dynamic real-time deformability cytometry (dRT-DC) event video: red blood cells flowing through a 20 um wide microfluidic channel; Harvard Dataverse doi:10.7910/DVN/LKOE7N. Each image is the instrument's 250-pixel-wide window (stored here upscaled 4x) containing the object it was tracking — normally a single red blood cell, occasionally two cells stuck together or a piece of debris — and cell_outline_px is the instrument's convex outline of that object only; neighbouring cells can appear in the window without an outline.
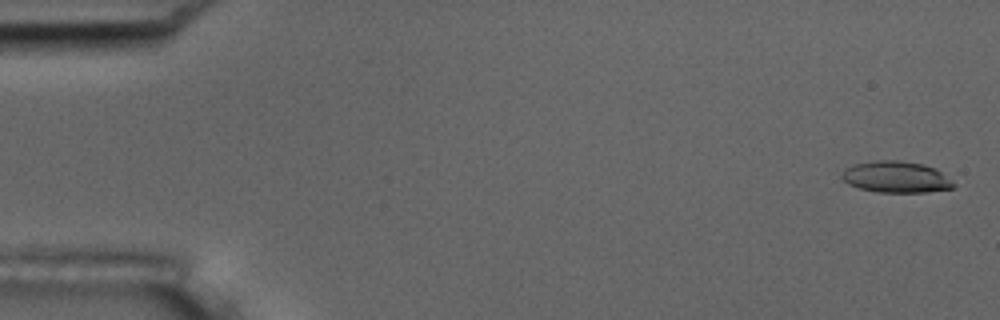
{"species": "common noctule bat (a hibernating species)", "species_latin": "Nyctalus noctula", "temperature_condition": "room temperature", "stored_images_in_passage": 5, "camera_frame_rate_fps": 3000, "um_per_image_px": 0.085, "animal": {"sex": "male", "body_mass_g": 17.5, "forearm_length_mm": 52.3}, "frame": {"image": 1, "passage_image": 1, "time_ms": 0.0, "image_size_px": [1000, 320], "cell_outline_px": [[956, 188], [924, 192], [876, 192], [860, 188], [848, 184], [840, 176], [844, 168], [852, 164], [876, 160], [900, 160], [920, 164], [936, 168], [956, 184]], "centroid_in_image_um": [76.15, 15.04], "position_along_channel_um": 8.9, "area_um2": 20.58}}
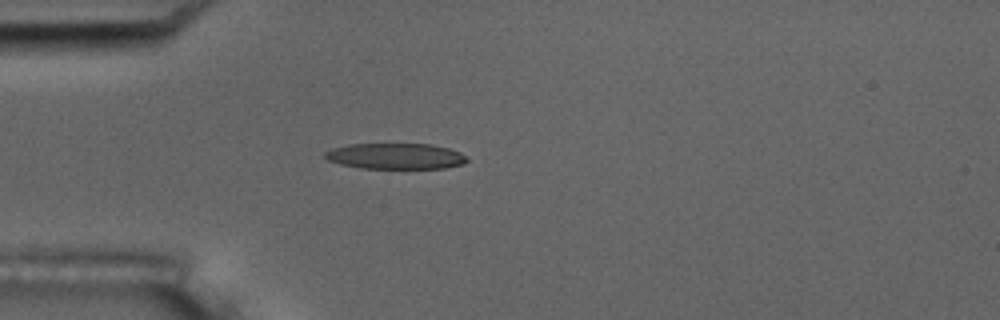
{"frame": {"image": 2, "passage_image": 5, "time_ms": 4.667, "image_size_px": [1000, 320], "cell_outline_px": [[468, 160], [464, 164], [444, 168], [360, 168], [340, 164], [328, 160], [324, 156], [324, 152], [332, 148], [348, 144], [432, 144], [448, 148], [460, 152]], "centroid_in_image_um": [33.6, 13.27], "position_along_channel_um": 51.4, "area_um2": 21.39}}